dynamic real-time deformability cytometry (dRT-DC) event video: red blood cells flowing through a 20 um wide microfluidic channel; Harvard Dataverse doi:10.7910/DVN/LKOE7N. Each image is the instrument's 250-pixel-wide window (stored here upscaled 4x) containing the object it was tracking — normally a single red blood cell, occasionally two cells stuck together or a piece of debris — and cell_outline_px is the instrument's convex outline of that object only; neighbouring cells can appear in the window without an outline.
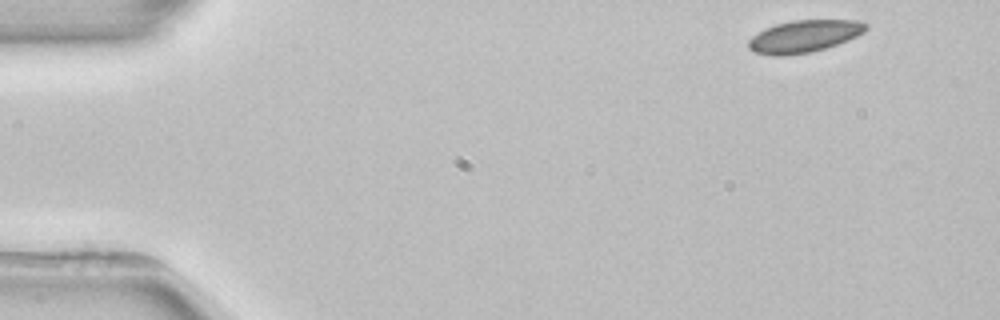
{"species": "common noctule bat (a hibernating species)", "species_latin": "Nyctalus noctula", "temperature_condition": "room temperature", "stored_images_in_passage": 3, "camera_frame_rate_fps": 3000, "um_per_image_px": 0.085, "animal": {"sex": "female", "body_mass_g": 22.7, "forearm_length_mm": 54.2}, "frame": {"image": 1, "passage_image": 1, "time_ms": 0.0, "image_size_px": [1000, 320], "cell_outline_px": [[868, 28], [864, 32], [848, 40], [824, 48], [808, 52], [784, 56], [772, 56], [752, 52], [748, 48], [748, 40], [752, 36], [764, 28], [776, 24], [792, 20], [856, 20], [868, 24]], "centroid_in_image_um": [68.31, 3.08], "position_along_channel_um": 16.7, "area_um2": 22.08}}
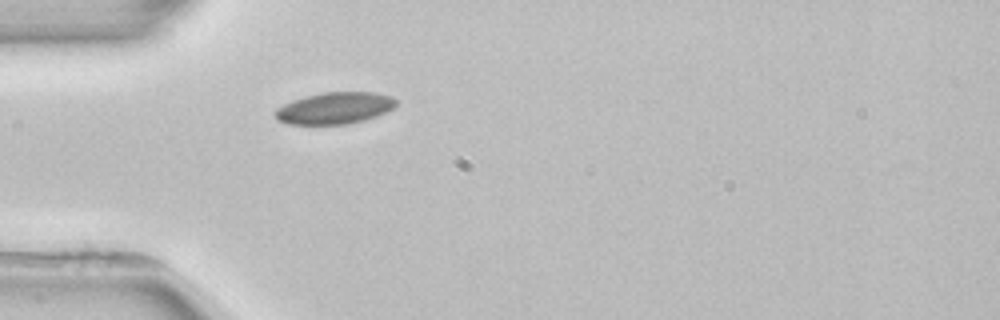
{"frame": {"image": 2, "passage_image": 3, "time_ms": 3.667, "image_size_px": [1000, 320], "cell_outline_px": [[396, 104], [392, 108], [376, 116], [364, 120], [348, 124], [284, 124], [276, 120], [272, 112], [276, 108], [292, 100], [304, 96], [324, 92], [376, 92], [392, 96], [396, 100]], "centroid_in_image_um": [28.39, 9.19], "position_along_channel_um": 56.6, "area_um2": 22.54}}